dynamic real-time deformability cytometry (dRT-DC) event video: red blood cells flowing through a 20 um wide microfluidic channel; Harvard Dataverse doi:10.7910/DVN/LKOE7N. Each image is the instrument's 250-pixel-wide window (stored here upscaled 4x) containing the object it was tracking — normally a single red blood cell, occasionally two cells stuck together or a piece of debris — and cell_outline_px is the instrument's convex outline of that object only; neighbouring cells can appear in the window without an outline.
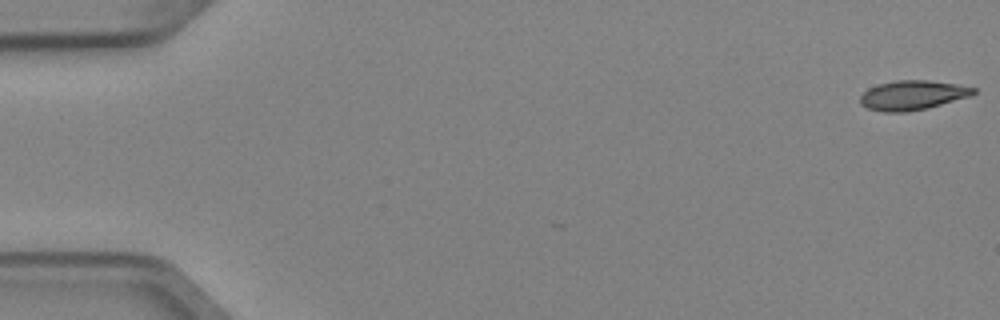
{"species": "Egyptian fruit bat (a non-hibernating species)", "species_latin": "Rousettus aegyptiacus", "temperature_condition": "cold", "stored_images_in_passage": 52, "camera_frame_rate_fps": 3000, "um_per_image_px": 0.085, "animal": {"sex": "female"}, "frame": {"image": 1, "passage_image": 1, "time_ms": 0.0, "image_size_px": [1000, 320], "cell_outline_px": [[976, 92], [968, 96], [928, 108], [904, 112], [884, 112], [868, 108], [860, 104], [860, 96], [868, 88], [880, 84], [896, 80], [928, 80], [956, 84], [976, 88]], "centroid_in_image_um": [77.54, 8.09], "position_along_channel_um": 7.5, "area_um2": 19.25}}
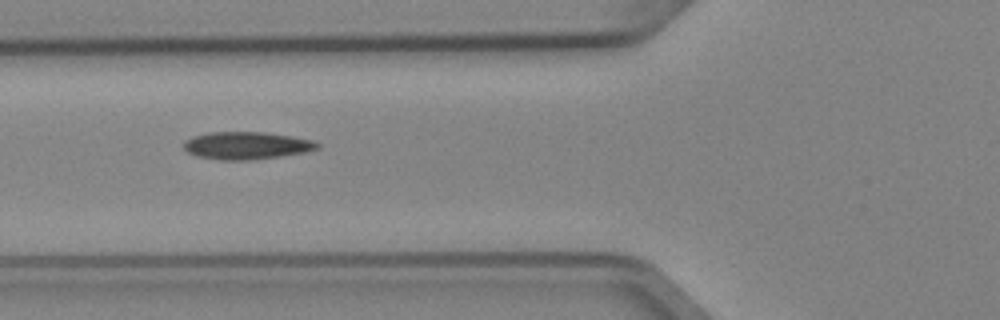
{"frame": {"image": 2, "passage_image": 20, "time_ms": 6.333, "image_size_px": [1000, 320], "cell_outline_px": [[320, 148], [304, 152], [280, 156], [248, 160], [220, 160], [196, 156], [188, 152], [184, 148], [184, 140], [192, 136], [208, 132], [264, 132], [292, 136], [316, 140], [320, 144]], "centroid_in_image_um": [20.96, 12.36], "position_along_channel_um": 104.8, "area_um2": 21.56}}
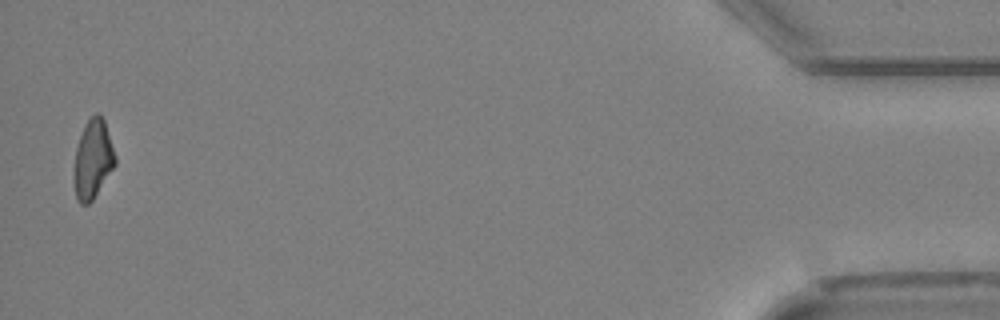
{"frame": {"image": 3, "passage_image": 51, "time_ms": 16.667, "image_size_px": [1000, 320], "cell_outline_px": [[116, 164], [92, 200], [88, 204], [80, 204], [76, 200], [76, 148], [84, 124], [96, 112], [104, 120], [116, 156]], "centroid_in_image_um": [7.93, 13.51], "position_along_channel_um": 427.3, "area_um2": 18.26}, "authors_computed_cell_mechanics": {"area_um2": 19.9988, "velocity_mm_per_s": 3.9707, "shape_relaxation_time_tau1_ms": 5.0937, "shape_relaxation_time_tau2_ms": 6.7922, "deformation_change_tau1": 0.1416, "deformation_change_tau2": 0.1475}}